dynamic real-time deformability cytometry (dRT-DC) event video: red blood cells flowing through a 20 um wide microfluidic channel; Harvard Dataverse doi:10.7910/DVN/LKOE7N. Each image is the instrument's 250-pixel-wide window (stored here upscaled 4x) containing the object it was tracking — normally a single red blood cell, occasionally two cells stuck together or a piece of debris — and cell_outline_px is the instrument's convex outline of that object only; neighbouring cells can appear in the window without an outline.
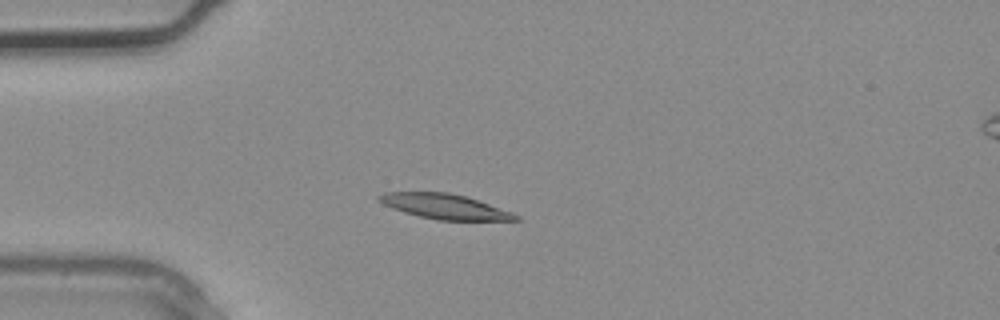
{"species": "common noctule bat (a hibernating species)", "species_latin": "Nyctalus noctula", "temperature_condition": "warm", "stored_images_in_passage": 3, "camera_frame_rate_fps": 3000, "um_per_image_px": 0.085, "animal": {"sex": "male", "body_mass_g": 20.4}, "frame": {"image": 1, "passage_image": 2, "time_ms": 0.333, "image_size_px": [1000, 320], "cell_outline_px": [[520, 220], [436, 220], [404, 212], [392, 208], [376, 200], [376, 196], [384, 192], [448, 192], [464, 196], [512, 212], [520, 216]], "centroid_in_image_um": [37.75, 17.55], "position_along_channel_um": 47.2, "area_um2": 19.71}}